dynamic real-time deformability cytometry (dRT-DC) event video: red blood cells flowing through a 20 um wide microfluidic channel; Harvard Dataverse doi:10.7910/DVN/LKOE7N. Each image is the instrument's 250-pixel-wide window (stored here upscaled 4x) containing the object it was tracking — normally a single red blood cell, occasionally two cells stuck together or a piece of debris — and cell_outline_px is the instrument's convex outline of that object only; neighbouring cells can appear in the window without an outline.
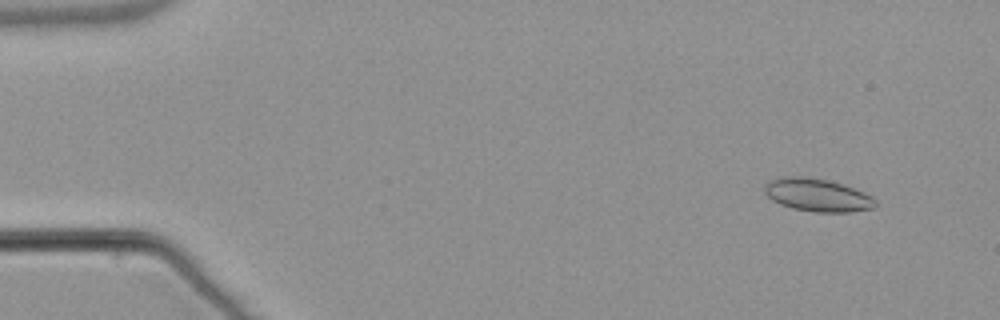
{"species": "common noctule bat (a hibernating species)", "species_latin": "Nyctalus noctula", "temperature_condition": "warm", "stored_images_in_passage": 54, "camera_frame_rate_fps": 3000, "um_per_image_px": 0.085, "animal": {"sex": "male", "body_mass_g": 21.5, "forearm_length_mm": 52.0}, "frame": {"image": 1, "passage_image": 5, "time_ms": 1.333, "image_size_px": [1000, 320], "cell_outline_px": [[880, 204], [876, 208], [848, 212], [816, 212], [792, 208], [780, 204], [772, 200], [764, 192], [764, 184], [768, 180], [780, 176], [800, 176], [828, 180], [864, 192], [872, 196]], "centroid_in_image_um": [69.48, 16.58], "position_along_channel_um": 15.5, "area_um2": 21.44}}
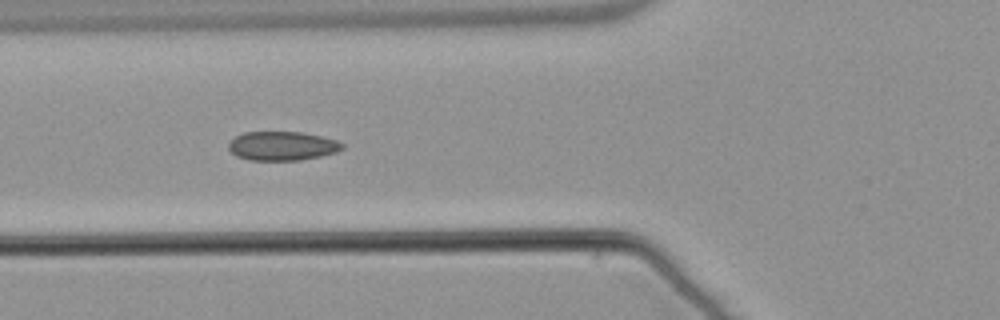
{"frame": {"image": 2, "passage_image": 21, "time_ms": 6.667, "image_size_px": [1000, 320], "cell_outline_px": [[344, 148], [336, 152], [320, 156], [300, 160], [248, 160], [236, 156], [228, 148], [228, 144], [236, 136], [244, 132], [304, 132], [336, 140], [344, 144]], "centroid_in_image_um": [23.99, 12.4], "position_along_channel_um": 101.8, "area_um2": 19.19}}
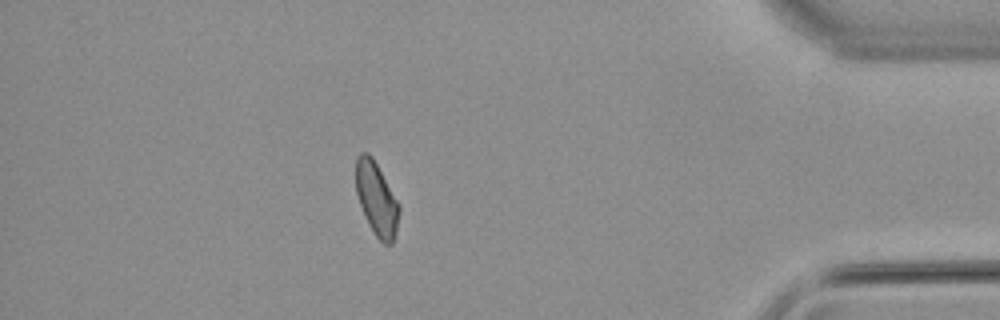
{"frame": {"image": 3, "passage_image": 48, "time_ms": 15.667, "image_size_px": [1000, 320], "cell_outline_px": [[400, 212], [396, 232], [392, 244], [384, 244], [376, 236], [360, 204], [356, 192], [356, 156], [360, 152], [368, 152], [372, 156], [400, 204]], "centroid_in_image_um": [32.02, 16.87], "position_along_channel_um": 403.2, "area_um2": 18.32}, "authors_computed_cell_mechanics": {"area_um2": 19.363, "velocity_mm_per_s": 3.8259, "shape_relaxation_time_tau1_ms": null, "shape_relaxation_time_tau2_ms": 1.9016, "deformation_change_tau1": null, "deformation_change_tau2": 0.0735}}